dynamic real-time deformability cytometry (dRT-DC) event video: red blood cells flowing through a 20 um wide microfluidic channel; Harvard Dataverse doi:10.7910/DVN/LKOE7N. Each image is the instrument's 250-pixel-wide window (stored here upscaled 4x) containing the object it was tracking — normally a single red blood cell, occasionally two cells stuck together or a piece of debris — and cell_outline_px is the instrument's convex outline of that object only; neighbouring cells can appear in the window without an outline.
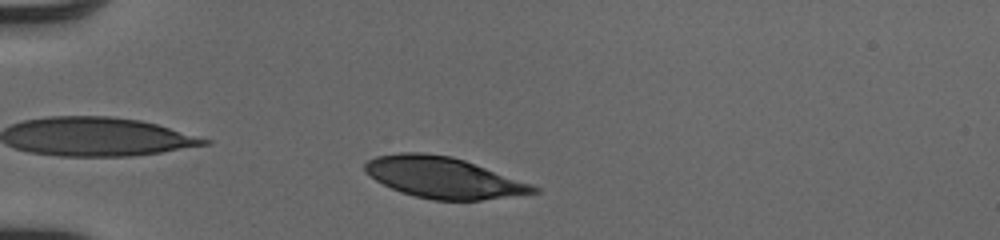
{"species": "human", "species_latin": "Homo sapiens", "temperature_condition": "cold", "stored_images_in_passage": 42, "camera_frame_rate_fps": 3000, "um_per_image_px": 0.085, "donor": {"sex": "male"}, "frame": {"image": 1, "passage_image": 5, "time_ms": 1.333, "image_size_px": [1000, 240], "cell_outline_px": [[540, 192], [480, 200], [432, 200], [400, 192], [376, 180], [364, 168], [364, 164], [368, 160], [376, 156], [400, 152], [424, 152], [452, 156], [464, 160], [532, 184], [540, 188]], "centroid_in_image_um": [37.69, 15.09], "position_along_channel_um": 47.3, "area_um2": 40.0}}
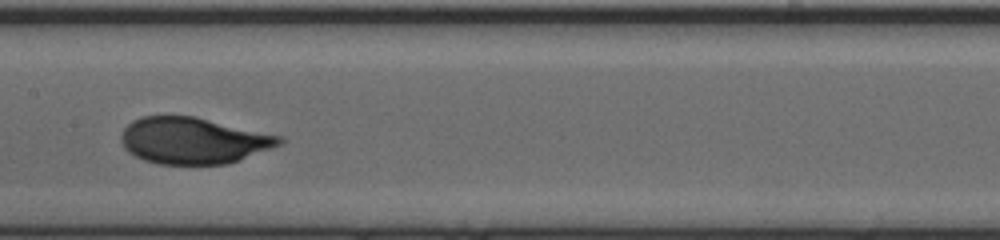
{"frame": {"image": 2, "passage_image": 18, "time_ms": 5.667, "image_size_px": [1000, 240], "cell_outline_px": [[284, 140], [280, 144], [228, 164], [156, 164], [144, 160], [128, 152], [124, 148], [120, 140], [120, 136], [124, 128], [132, 120], [140, 116], [196, 116], [284, 136]], "centroid_in_image_um": [16.41, 11.94], "position_along_channel_um": 191.0, "area_um2": 43.0}}
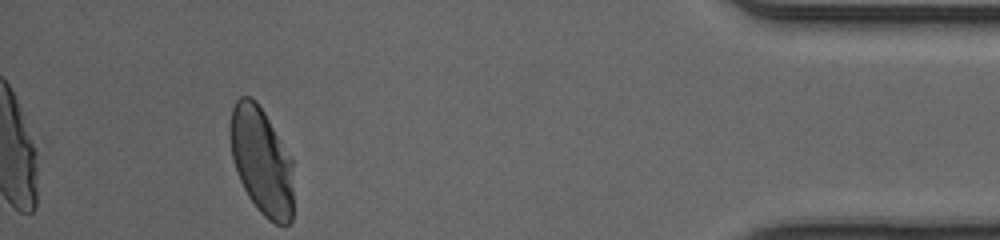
{"frame": {"image": 3, "passage_image": 38, "time_ms": 12.333, "image_size_px": [1000, 240], "cell_outline_px": [[292, 220], [288, 224], [276, 224], [268, 220], [256, 208], [248, 196], [240, 180], [232, 156], [232, 108], [236, 100], [240, 96], [248, 96], [256, 100], [264, 112], [292, 160]], "centroid_in_image_um": [22.25, 13.72], "position_along_channel_um": 412.9, "area_um2": 38.78}, "authors_computed_cell_mechanics": {"area_um2": 41.2692, "velocity_mm_per_s": 4.0717, "shape_relaxation_time_tau1_ms": 3.531, "shape_relaxation_time_tau2_ms": null, "deformation_change_tau1": 0.182, "deformation_change_tau2": null}}